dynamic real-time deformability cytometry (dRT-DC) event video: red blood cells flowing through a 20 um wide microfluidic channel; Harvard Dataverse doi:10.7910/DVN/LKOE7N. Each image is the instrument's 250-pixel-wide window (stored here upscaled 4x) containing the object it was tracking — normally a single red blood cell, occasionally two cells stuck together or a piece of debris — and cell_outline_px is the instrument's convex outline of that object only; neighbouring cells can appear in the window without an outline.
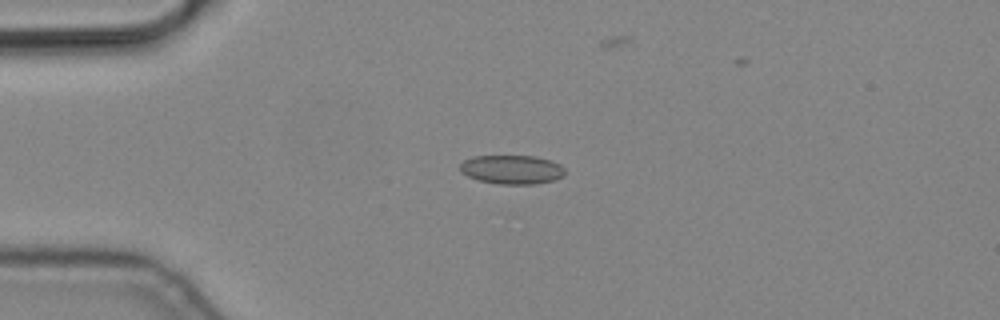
{"species": "common noctule bat (a hibernating species)", "species_latin": "Nyctalus noctula", "temperature_condition": "cold", "stored_images_in_passage": 4, "camera_frame_rate_fps": 3000, "um_per_image_px": 0.085, "animal": {"sex": "male", "body_mass_g": 19.2, "forearm_length_mm": 51.8}, "frame": {"image": 1, "passage_image": 4, "time_ms": 1.0, "image_size_px": [1000, 320], "cell_outline_px": [[564, 172], [556, 180], [536, 184], [496, 184], [480, 180], [468, 176], [460, 172], [460, 164], [464, 160], [472, 156], [536, 156], [552, 160], [560, 164], [564, 168]], "centroid_in_image_um": [43.51, 14.41], "position_along_channel_um": 41.5, "area_um2": 17.8}}